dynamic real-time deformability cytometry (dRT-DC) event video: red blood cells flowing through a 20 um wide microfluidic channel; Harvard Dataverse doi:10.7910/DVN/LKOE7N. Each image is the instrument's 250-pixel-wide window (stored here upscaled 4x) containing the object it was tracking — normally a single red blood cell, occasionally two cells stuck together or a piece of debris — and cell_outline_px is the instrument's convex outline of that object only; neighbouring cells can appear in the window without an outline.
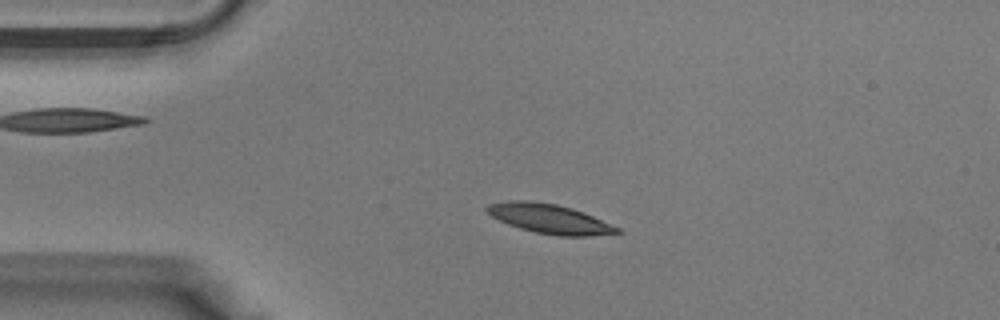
{"species": "Egyptian fruit bat (a non-hibernating species)", "species_latin": "Rousettus aegyptiacus", "temperature_condition": "warm", "stored_images_in_passage": 38, "camera_frame_rate_fps": 3000, "um_per_image_px": 0.085, "animal": {"sex": "male"}, "frame": {"image": 1, "passage_image": 8, "time_ms": 2.333, "image_size_px": [1000, 320], "cell_outline_px": [[620, 232], [588, 236], [560, 236], [536, 232], [520, 228], [508, 224], [492, 216], [484, 208], [488, 204], [508, 200], [532, 200], [556, 204], [572, 208], [584, 212], [620, 228]], "centroid_in_image_um": [46.68, 18.58], "position_along_channel_um": 38.3, "area_um2": 22.2}}
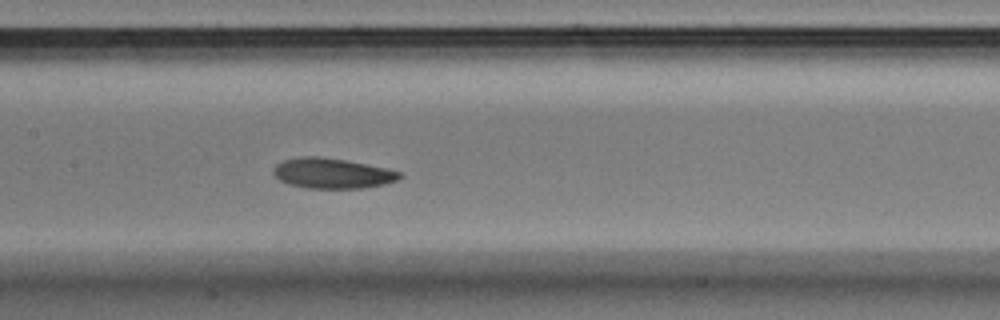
{"frame": {"image": 2, "passage_image": 18, "time_ms": 5.667, "image_size_px": [1000, 320], "cell_outline_px": [[404, 176], [396, 180], [384, 184], [360, 188], [308, 188], [288, 184], [280, 180], [272, 172], [272, 168], [276, 164], [284, 160], [296, 156], [316, 156], [344, 160], [384, 168], [400, 172]], "centroid_in_image_um": [28.18, 14.73], "position_along_channel_um": 179.2, "area_um2": 22.08}}
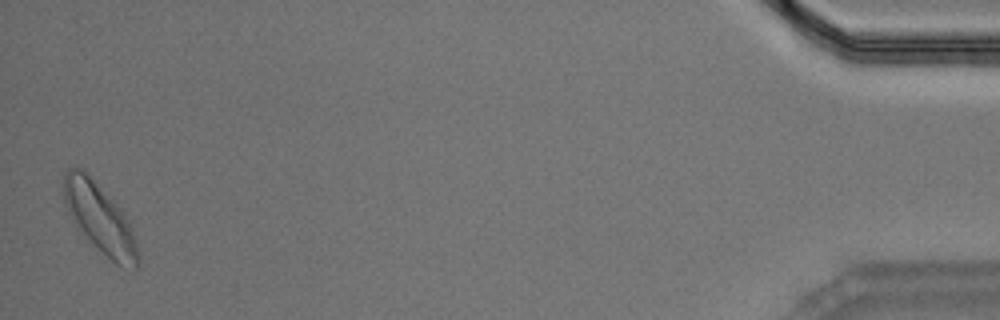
{"frame": {"image": 3, "passage_image": 38, "time_ms": 12.333, "image_size_px": [1000, 320], "cell_outline_px": [[140, 264], [136, 268], [120, 268], [76, 228], [64, 204], [64, 172], [68, 168], [84, 168], [88, 172], [124, 212], [132, 228], [140, 256]], "centroid_in_image_um": [8.5, 18.55], "position_along_channel_um": 426.7, "area_um2": 30.35}}